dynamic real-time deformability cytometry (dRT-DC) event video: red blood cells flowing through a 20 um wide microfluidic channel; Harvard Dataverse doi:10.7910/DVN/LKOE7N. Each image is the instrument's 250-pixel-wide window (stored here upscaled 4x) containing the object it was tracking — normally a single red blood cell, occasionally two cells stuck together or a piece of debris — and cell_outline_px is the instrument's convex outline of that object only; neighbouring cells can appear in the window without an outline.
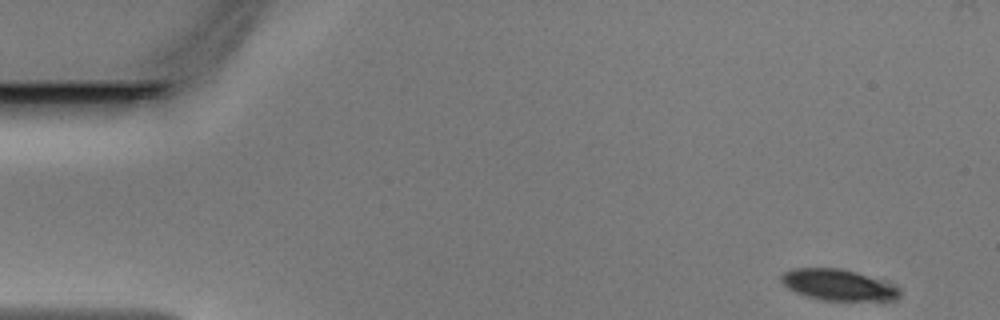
{"species": "Egyptian fruit bat (a non-hibernating species)", "species_latin": "Rousettus aegyptiacus", "temperature_condition": "warm", "stored_images_in_passage": 46, "camera_frame_rate_fps": 3000, "um_per_image_px": 0.085, "animal": {"sex": "male"}, "frame": {"image": 1, "passage_image": 1, "time_ms": 0.0, "image_size_px": [1000, 320], "cell_outline_px": [[900, 292], [892, 300], [824, 300], [808, 296], [796, 292], [788, 288], [780, 280], [780, 276], [784, 272], [792, 268], [840, 268], [856, 272], [896, 288]], "centroid_in_image_um": [71.11, 24.2], "position_along_channel_um": 13.9, "area_um2": 20.63}}
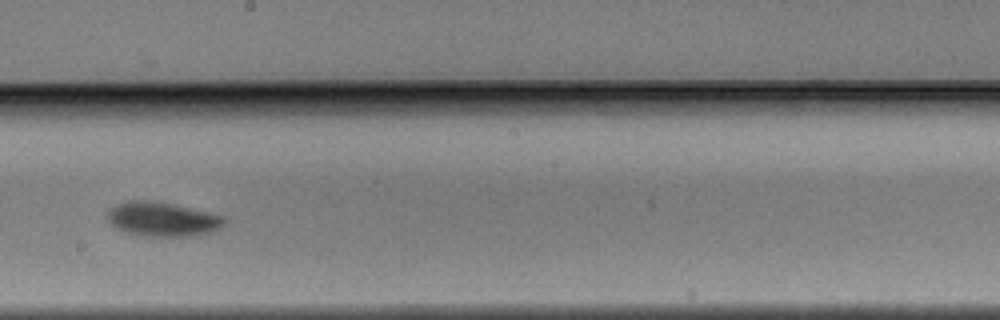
{"frame": {"image": 2, "passage_image": 25, "time_ms": 8.0, "image_size_px": [1000, 320], "cell_outline_px": [[228, 220], [224, 228], [212, 232], [192, 236], [140, 236], [124, 232], [116, 228], [108, 220], [108, 212], [116, 204], [128, 200], [144, 200], [168, 204], [208, 212], [224, 216]], "centroid_in_image_um": [13.85, 18.66], "position_along_channel_um": 234.3, "area_um2": 23.35}}
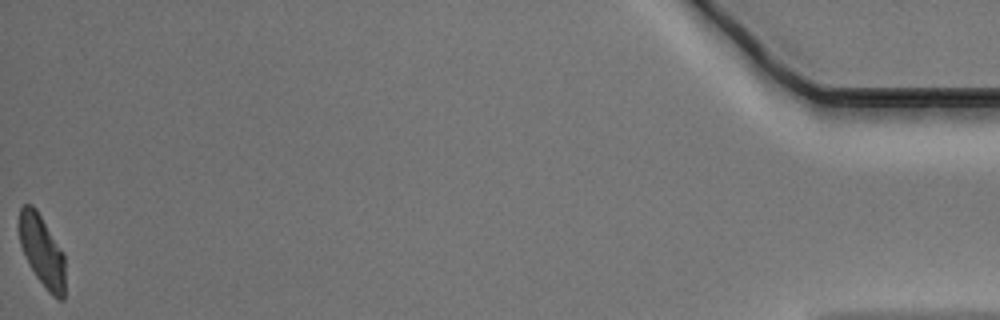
{"frame": {"image": 3, "passage_image": 46, "time_ms": 15.0, "image_size_px": [1000, 320], "cell_outline_px": [[64, 300], [56, 300], [48, 292], [36, 276], [28, 264], [24, 256], [20, 244], [20, 208], [24, 204], [32, 204], [36, 208], [64, 252]], "centroid_in_image_um": [3.59, 21.36], "position_along_channel_um": 431.6, "area_um2": 19.19}}